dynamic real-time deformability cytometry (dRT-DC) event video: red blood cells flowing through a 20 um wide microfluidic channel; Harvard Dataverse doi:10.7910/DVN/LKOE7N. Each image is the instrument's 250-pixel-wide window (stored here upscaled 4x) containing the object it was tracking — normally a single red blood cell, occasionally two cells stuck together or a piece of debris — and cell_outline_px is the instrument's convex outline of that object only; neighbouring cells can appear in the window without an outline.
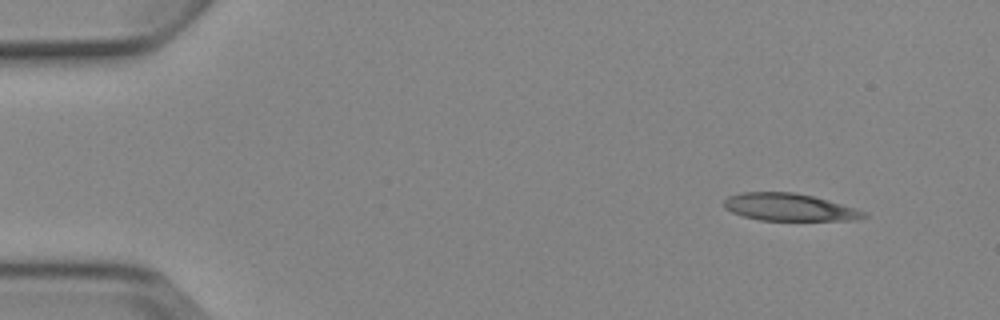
{"species": "Egyptian fruit bat (a non-hibernating species)", "species_latin": "Rousettus aegyptiacus", "temperature_condition": "cold", "stored_images_in_passage": 3, "camera_frame_rate_fps": 3000, "um_per_image_px": 0.085, "animal": {"sex": "female"}, "frame": {"image": 1, "passage_image": 1, "time_ms": 0.0, "image_size_px": [1000, 320], "cell_outline_px": [[868, 216], [856, 220], [760, 220], [744, 216], [732, 212], [724, 208], [724, 200], [728, 196], [740, 192], [796, 192], [828, 200], [856, 208], [864, 212]], "centroid_in_image_um": [67.07, 17.6], "position_along_channel_um": 17.9, "area_um2": 22.25}}
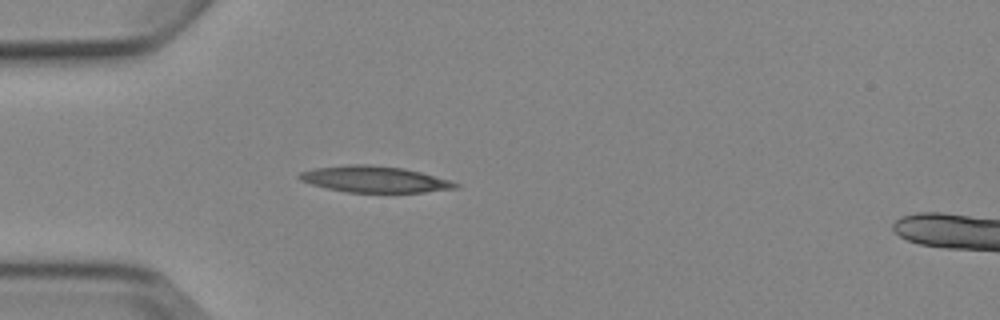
{"frame": {"image": 2, "passage_image": 3, "time_ms": 3.333, "image_size_px": [1000, 320], "cell_outline_px": [[460, 188], [424, 192], [348, 192], [328, 188], [312, 184], [300, 180], [296, 176], [300, 172], [316, 168], [348, 164], [368, 164], [404, 168], [452, 180], [460, 184]], "centroid_in_image_um": [31.88, 15.23], "position_along_channel_um": 53.1, "area_um2": 23.93}}